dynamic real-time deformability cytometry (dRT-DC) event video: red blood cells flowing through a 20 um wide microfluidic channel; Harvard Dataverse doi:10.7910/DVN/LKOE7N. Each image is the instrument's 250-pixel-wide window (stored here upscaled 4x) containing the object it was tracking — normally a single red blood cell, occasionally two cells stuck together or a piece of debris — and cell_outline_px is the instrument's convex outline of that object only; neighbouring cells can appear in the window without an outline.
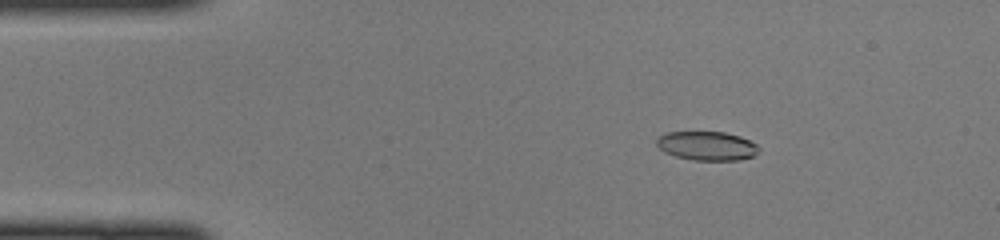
{"species": "common noctule bat (a hibernating species)", "species_latin": "Nyctalus noctula", "temperature_condition": "cold", "stored_images_in_passage": 48, "camera_frame_rate_fps": 3000, "um_per_image_px": 0.085, "animal": {"sex": "female", "body_mass_g": 22.0, "forearm_length_mm": 56.7}, "frame": {"image": 1, "passage_image": 8, "time_ms": 2.333, "image_size_px": [1000, 240], "cell_outline_px": [[760, 152], [752, 156], [740, 160], [692, 160], [676, 156], [664, 152], [656, 144], [656, 140], [660, 136], [668, 132], [724, 132], [740, 136], [756, 144], [760, 148]], "centroid_in_image_um": [60.11, 12.4], "position_along_channel_um": 24.9, "area_um2": 17.22}}
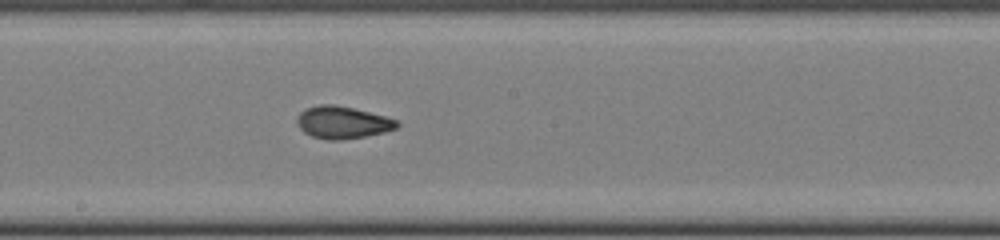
{"frame": {"image": 2, "passage_image": 26, "time_ms": 8.333, "image_size_px": [1000, 240], "cell_outline_px": [[400, 124], [396, 128], [384, 132], [364, 136], [340, 140], [328, 140], [312, 136], [304, 132], [296, 124], [296, 120], [300, 112], [308, 108], [320, 104], [332, 104], [352, 108], [384, 116], [396, 120]], "centroid_in_image_um": [29.09, 10.41], "position_along_channel_um": 219.1, "area_um2": 18.55}}
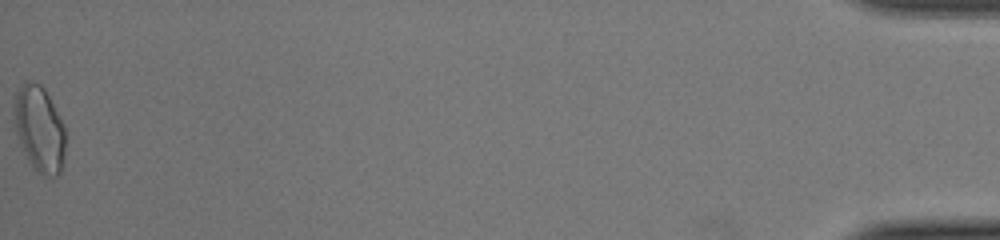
{"frame": {"image": 3, "passage_image": 48, "time_ms": 15.667, "image_size_px": [1000, 240], "cell_outline_px": [[64, 152], [60, 172], [56, 176], [44, 176], [36, 172], [24, 152], [20, 144], [16, 132], [16, 92], [24, 80], [32, 80], [40, 84], [44, 88], [64, 124]], "centroid_in_image_um": [3.36, 10.95], "position_along_channel_um": 431.8, "area_um2": 25.2}}